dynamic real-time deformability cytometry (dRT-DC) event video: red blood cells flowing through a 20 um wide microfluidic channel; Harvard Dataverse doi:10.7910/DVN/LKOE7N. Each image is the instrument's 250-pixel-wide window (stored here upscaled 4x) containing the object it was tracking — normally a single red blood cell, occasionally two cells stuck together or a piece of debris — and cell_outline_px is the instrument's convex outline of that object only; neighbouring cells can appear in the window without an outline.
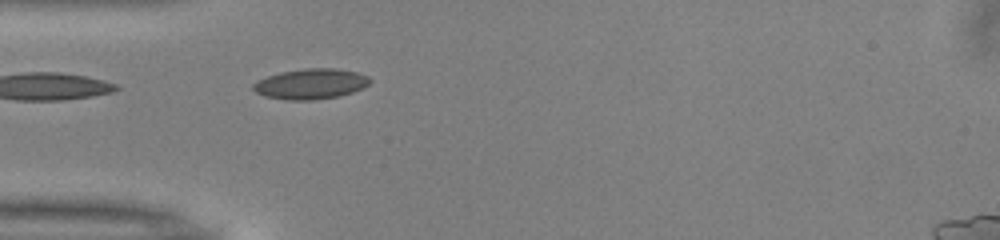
{"species": "common noctule bat (a hibernating species)", "species_latin": "Nyctalus noctula", "temperature_condition": "warm", "stored_images_in_passage": 26, "camera_frame_rate_fps": 3000, "um_per_image_px": 0.085, "animal": {"sex": "male", "body_mass_g": 13.0, "forearm_length_mm": 53.1}, "frame": {"image": 1, "passage_image": 1, "time_ms": 0.0, "image_size_px": [1000, 240], "cell_outline_px": [[372, 80], [364, 88], [340, 96], [312, 100], [288, 100], [264, 96], [256, 92], [252, 88], [252, 84], [256, 80], [280, 72], [304, 68], [336, 68], [356, 72], [368, 76]], "centroid_in_image_um": [26.41, 7.13], "position_along_channel_um": 58.6, "area_um2": 20.81}}
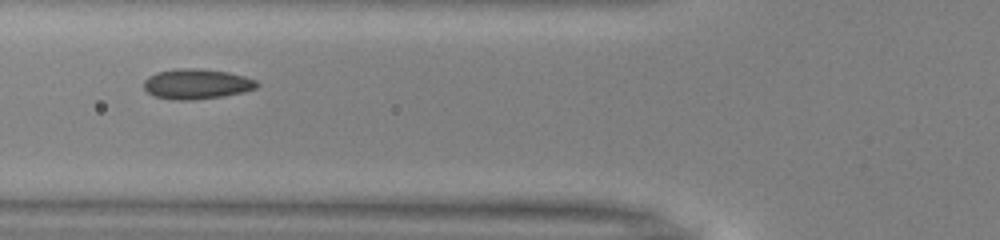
{"frame": {"image": 2, "passage_image": 5, "time_ms": 1.333, "image_size_px": [1000, 240], "cell_outline_px": [[260, 84], [256, 88], [244, 92], [220, 96], [188, 100], [180, 100], [156, 96], [148, 92], [144, 88], [144, 80], [148, 76], [156, 72], [176, 68], [200, 68], [228, 72], [244, 76], [256, 80]], "centroid_in_image_um": [16.72, 7.11], "position_along_channel_um": 109.1, "area_um2": 19.77}}
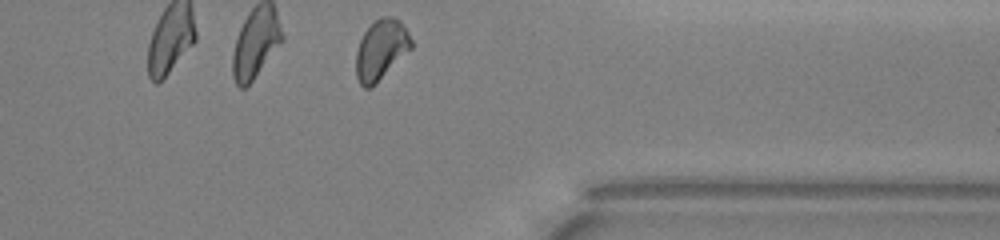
{"frame": {"image": 3, "passage_image": 26, "time_ms": 8.333, "image_size_px": [1000, 240], "cell_outline_px": [[412, 48], [372, 88], [364, 88], [360, 84], [356, 76], [356, 52], [360, 40], [364, 32], [380, 16], [392, 16], [400, 20], [408, 32], [412, 40]], "centroid_in_image_um": [32.39, 4.23], "position_along_channel_um": 379.0, "area_um2": 19.42}, "authors_computed_cell_mechanics": {"area_um2": 19.1318, "velocity_mm_per_s": 4.0013, "shape_relaxation_time_tau1_ms": 3.6635, "shape_relaxation_time_tau2_ms": 1.0938, "deformation_change_tau1": 0.0832, "deformation_change_tau2": 0.0516}}